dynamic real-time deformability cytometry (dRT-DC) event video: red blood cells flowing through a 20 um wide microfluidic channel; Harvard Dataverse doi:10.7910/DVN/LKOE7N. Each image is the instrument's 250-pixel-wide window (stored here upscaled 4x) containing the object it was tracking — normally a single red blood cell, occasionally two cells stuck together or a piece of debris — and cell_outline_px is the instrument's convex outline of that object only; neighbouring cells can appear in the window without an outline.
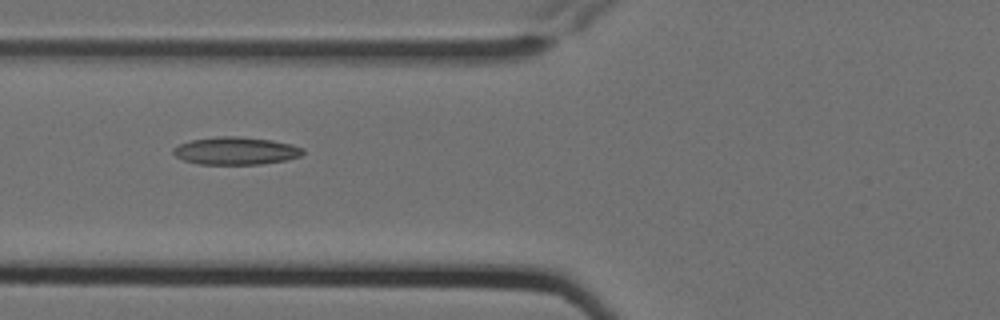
{"species": "Egyptian fruit bat (a non-hibernating species)", "species_latin": "Rousettus aegyptiacus", "temperature_condition": "cold", "stored_images_in_passage": 10, "camera_frame_rate_fps": 3000, "um_per_image_px": 0.085, "animal": {"sex": "female"}, "frame": {"image": 1, "passage_image": 6, "time_ms": 1.667, "image_size_px": [1000, 320], "cell_outline_px": [[304, 152], [300, 156], [288, 160], [260, 164], [196, 164], [184, 160], [176, 156], [172, 152], [172, 148], [180, 144], [192, 140], [216, 136], [236, 136], [272, 140], [292, 144], [304, 148]], "centroid_in_image_um": [20.05, 12.82], "position_along_channel_um": 105.7, "area_um2": 20.98}}
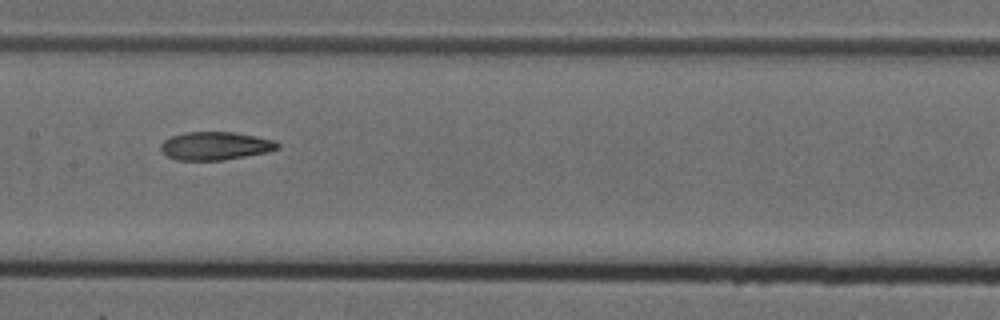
{"frame": {"image": 2, "passage_image": 8, "time_ms": 2.333, "image_size_px": [1000, 320], "cell_outline_px": [[280, 148], [268, 152], [220, 160], [176, 160], [168, 156], [160, 148], [160, 144], [164, 140], [172, 136], [184, 132], [232, 132], [276, 140], [280, 144]], "centroid_in_image_um": [18.32, 12.39], "position_along_channel_um": 189.1, "area_um2": 19.07}}
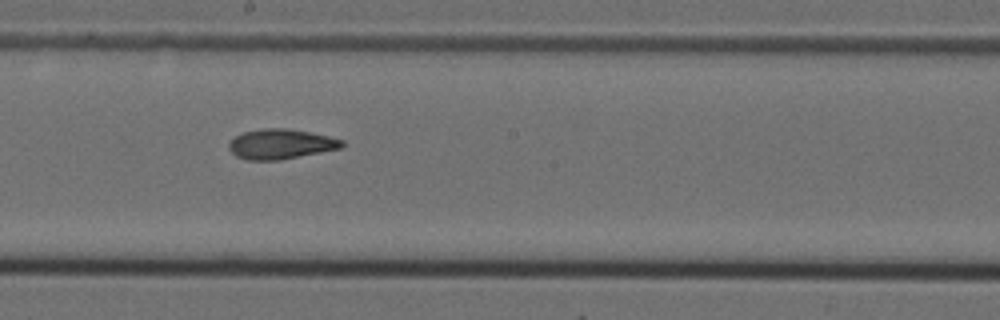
{"frame": {"image": 3, "passage_image": 9, "time_ms": 2.667, "image_size_px": [1000, 320], "cell_outline_px": [[344, 144], [340, 148], [280, 160], [248, 160], [236, 156], [228, 148], [228, 144], [236, 136], [244, 132], [264, 128], [288, 128], [328, 136], [344, 140]], "centroid_in_image_um": [23.85, 12.24], "position_along_channel_um": 224.3, "area_um2": 19.54}}